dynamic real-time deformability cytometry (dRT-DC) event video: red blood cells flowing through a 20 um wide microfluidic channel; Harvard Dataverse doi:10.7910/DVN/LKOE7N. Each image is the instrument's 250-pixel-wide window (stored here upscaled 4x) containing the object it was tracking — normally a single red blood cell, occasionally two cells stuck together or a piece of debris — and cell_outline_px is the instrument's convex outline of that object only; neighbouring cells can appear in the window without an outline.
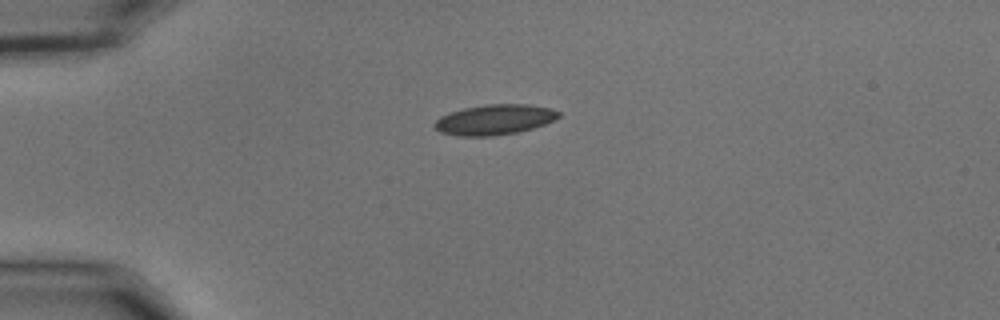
{"species": "common noctule bat (a hibernating species)", "species_latin": "Nyctalus noctula", "temperature_condition": "cold", "stored_images_in_passage": 22, "camera_frame_rate_fps": 3000, "um_per_image_px": 0.085, "animal": {"sex": "male", "body_mass_g": 15.6}, "frame": {"image": 1, "passage_image": 1, "time_ms": 0.0, "image_size_px": [1000, 320], "cell_outline_px": [[560, 116], [544, 124], [532, 128], [516, 132], [492, 136], [460, 136], [440, 132], [432, 124], [440, 116], [448, 112], [464, 108], [484, 104], [528, 104], [548, 108], [560, 112]], "centroid_in_image_um": [41.98, 10.16], "position_along_channel_um": 43.0, "area_um2": 21.79}}
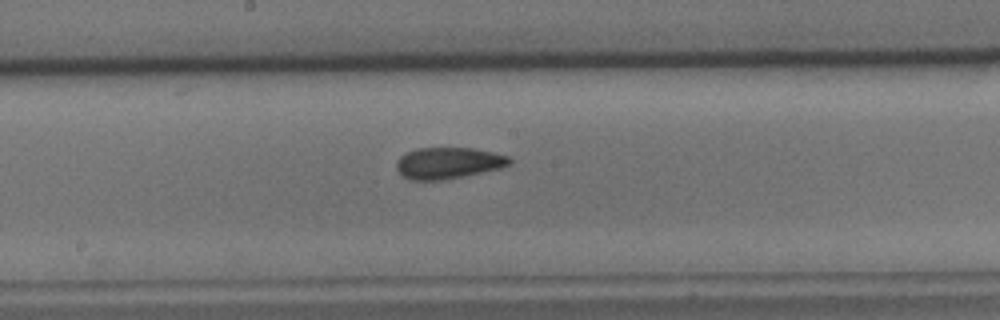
{"frame": {"image": 2, "passage_image": 17, "time_ms": 5.333, "image_size_px": [1000, 320], "cell_outline_px": [[512, 164], [500, 168], [444, 180], [412, 180], [404, 176], [396, 168], [396, 160], [404, 152], [416, 148], [472, 148], [492, 152], [508, 156], [512, 160]], "centroid_in_image_um": [38.08, 13.85], "position_along_channel_um": 210.1, "area_um2": 20.69}}
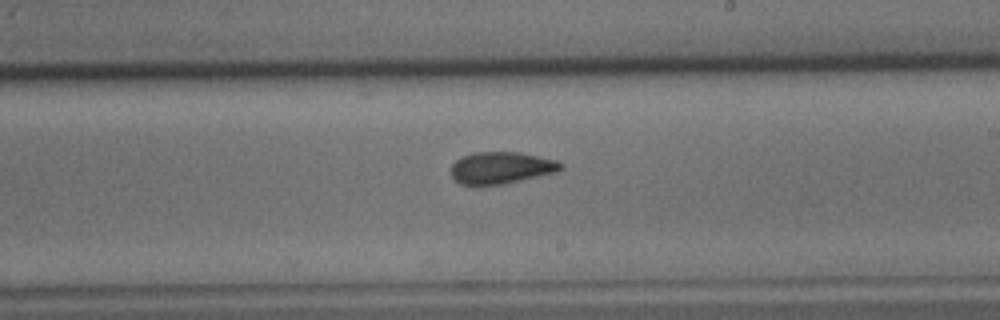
{"frame": {"image": 3, "passage_image": 20, "time_ms": 6.333, "image_size_px": [1000, 320], "cell_outline_px": [[564, 168], [556, 172], [504, 184], [480, 188], [472, 188], [460, 184], [452, 176], [452, 164], [460, 156], [472, 152], [520, 152], [556, 160], [564, 164]], "centroid_in_image_um": [42.55, 14.3], "position_along_channel_um": 246.4, "area_um2": 21.1}}